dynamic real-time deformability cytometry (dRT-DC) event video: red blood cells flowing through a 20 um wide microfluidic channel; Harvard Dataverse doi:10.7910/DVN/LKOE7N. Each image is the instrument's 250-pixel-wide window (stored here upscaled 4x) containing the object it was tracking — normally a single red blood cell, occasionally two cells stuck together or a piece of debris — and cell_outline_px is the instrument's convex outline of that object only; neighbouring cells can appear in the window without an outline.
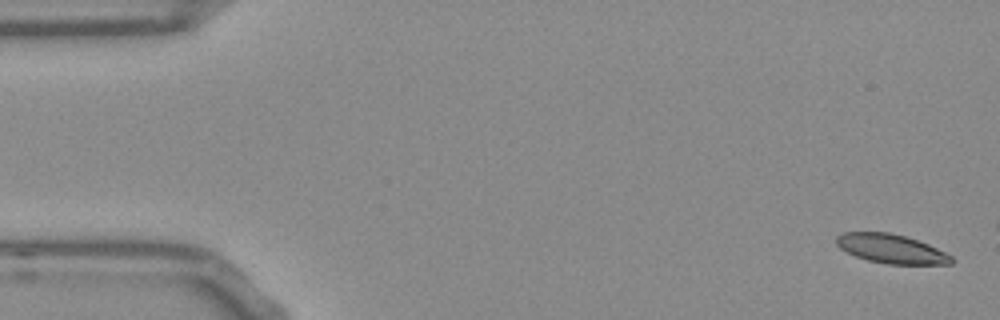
{"species": "Egyptian fruit bat (a non-hibernating species)", "species_latin": "Rousettus aegyptiacus", "temperature_condition": "room temperature", "stored_images_in_passage": 7, "camera_frame_rate_fps": 3000, "um_per_image_px": 0.085, "frame": {"image": 1, "passage_image": 1, "time_ms": 0.0, "image_size_px": [1000, 320], "cell_outline_px": [[956, 260], [952, 264], [888, 264], [868, 260], [856, 256], [840, 248], [836, 244], [836, 236], [840, 232], [888, 232], [904, 236], [928, 244], [952, 256]], "centroid_in_image_um": [75.75, 21.14], "position_along_channel_um": 9.3, "area_um2": 19.42}}